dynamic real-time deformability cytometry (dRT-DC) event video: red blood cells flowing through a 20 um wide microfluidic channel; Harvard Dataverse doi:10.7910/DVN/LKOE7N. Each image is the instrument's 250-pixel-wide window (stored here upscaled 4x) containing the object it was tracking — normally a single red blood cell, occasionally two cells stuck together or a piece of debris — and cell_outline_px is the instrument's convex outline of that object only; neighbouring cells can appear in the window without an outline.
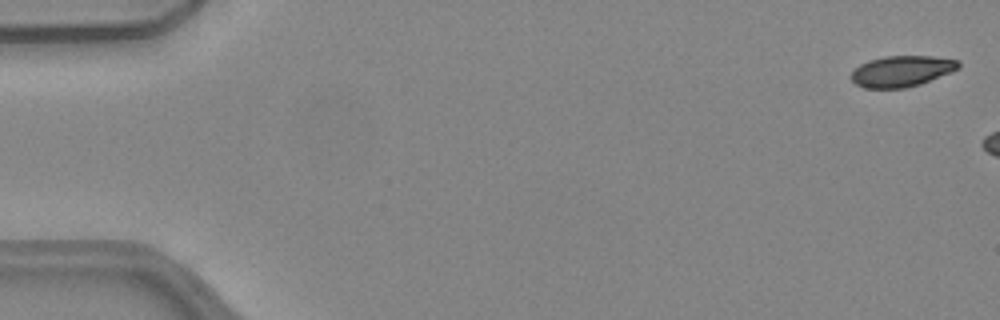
{"species": "common noctule bat (a hibernating species)", "species_latin": "Nyctalus noctula", "temperature_condition": "warm", "stored_images_in_passage": 6, "camera_frame_rate_fps": 3000, "um_per_image_px": 0.085, "animal": {"sex": "female", "body_mass_g": 24.6, "forearm_length_mm": 56.2}, "frame": {"image": 1, "passage_image": 1, "time_ms": 0.0, "image_size_px": [1000, 320], "cell_outline_px": [[960, 68], [920, 84], [904, 88], [864, 88], [856, 84], [852, 80], [852, 72], [860, 64], [868, 60], [884, 56], [932, 56], [956, 60], [960, 64]], "centroid_in_image_um": [76.62, 6.04], "position_along_channel_um": 8.4, "area_um2": 19.19}}